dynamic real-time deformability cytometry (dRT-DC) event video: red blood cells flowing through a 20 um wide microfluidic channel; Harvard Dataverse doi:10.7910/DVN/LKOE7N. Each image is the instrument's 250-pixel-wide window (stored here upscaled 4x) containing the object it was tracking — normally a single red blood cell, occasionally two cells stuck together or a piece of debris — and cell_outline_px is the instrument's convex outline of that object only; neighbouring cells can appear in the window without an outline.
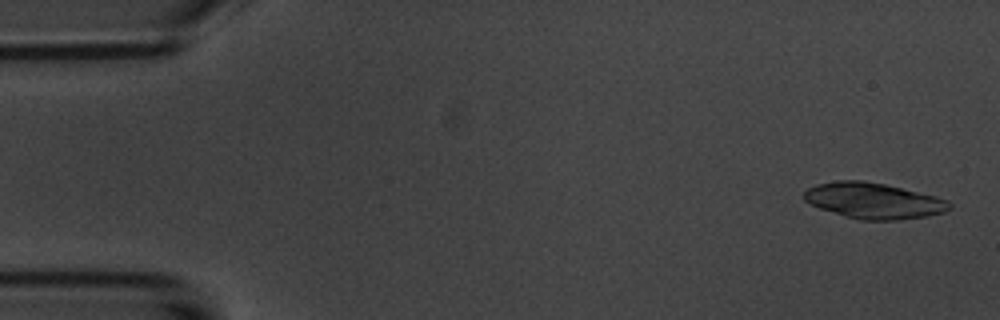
{"species": "common noctule bat (a hibernating species)", "species_latin": "Nyctalus noctula", "temperature_condition": "room temperature", "stored_images_in_passage": 4, "camera_frame_rate_fps": 3000, "um_per_image_px": 0.085, "animal": {"sex": "male", "body_mass_g": 20.1, "forearm_length_mm": 53.5}, "frame": {"image": 1, "passage_image": 1, "time_ms": 0.0, "image_size_px": [1000, 320], "cell_outline_px": [[952, 208], [944, 212], [924, 216], [896, 220], [860, 220], [844, 216], [820, 208], [804, 200], [804, 192], [808, 188], [816, 184], [836, 180], [860, 180], [884, 184], [936, 196], [948, 200], [952, 204]], "centroid_in_image_um": [74.25, 17.06], "position_along_channel_um": 10.7, "area_um2": 30.23}}